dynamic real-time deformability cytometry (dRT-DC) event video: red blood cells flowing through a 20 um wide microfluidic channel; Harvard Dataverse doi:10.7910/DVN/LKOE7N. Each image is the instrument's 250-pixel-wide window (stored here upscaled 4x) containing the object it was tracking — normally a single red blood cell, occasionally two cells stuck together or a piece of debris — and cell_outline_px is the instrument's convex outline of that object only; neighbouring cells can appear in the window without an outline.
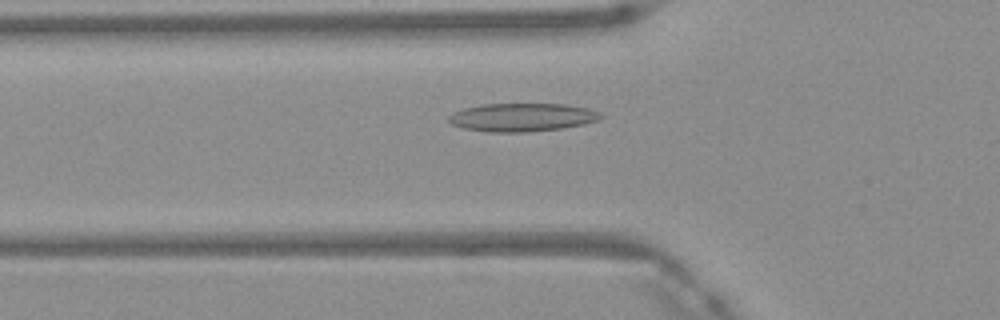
{"species": "Egyptian fruit bat (a non-hibernating species)", "species_latin": "Rousettus aegyptiacus", "temperature_condition": "warm", "stored_images_in_passage": 11, "camera_frame_rate_fps": 3000, "um_per_image_px": 0.085, "frame": {"image": 1, "passage_image": 10, "time_ms": 3.0, "image_size_px": [1000, 320], "cell_outline_px": [[604, 116], [600, 120], [584, 124], [560, 128], [528, 132], [488, 132], [464, 128], [452, 124], [448, 120], [448, 116], [452, 112], [464, 108], [480, 104], [564, 104], [588, 108], [600, 112]], "centroid_in_image_um": [44.38, 9.97], "position_along_channel_um": 81.4, "area_um2": 25.14}}